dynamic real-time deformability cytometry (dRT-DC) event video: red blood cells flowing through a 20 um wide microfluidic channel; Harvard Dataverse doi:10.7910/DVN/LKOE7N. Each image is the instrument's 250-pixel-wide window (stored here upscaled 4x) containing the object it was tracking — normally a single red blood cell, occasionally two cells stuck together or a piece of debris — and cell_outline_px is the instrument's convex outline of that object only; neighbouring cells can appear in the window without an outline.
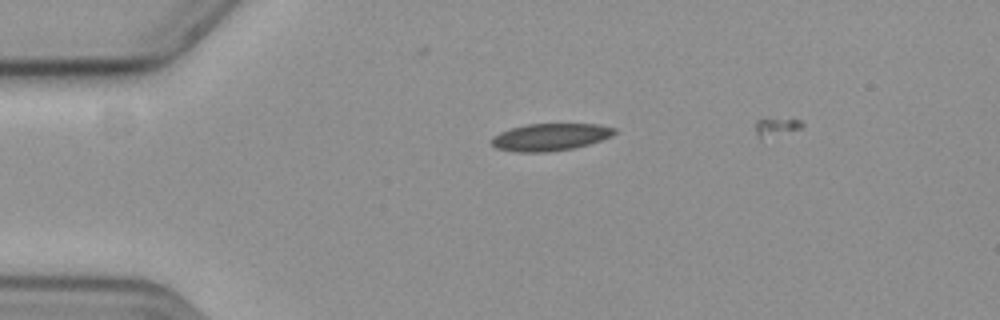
{"species": "common noctule bat (a hibernating species)", "species_latin": "Nyctalus noctula", "temperature_condition": "cold", "stored_images_in_passage": 36, "camera_frame_rate_fps": 3000, "um_per_image_px": 0.085, "animal": {"sex": "female", "body_mass_g": 19.3, "forearm_length_mm": 54.1}, "frame": {"image": 1, "passage_image": 1, "time_ms": 0.0, "image_size_px": [1000, 320], "cell_outline_px": [[616, 132], [612, 136], [588, 144], [572, 148], [548, 152], [516, 152], [496, 148], [492, 144], [492, 136], [500, 132], [512, 128], [528, 124], [600, 124], [616, 128]], "centroid_in_image_um": [46.77, 11.64], "position_along_channel_um": 38.2, "area_um2": 19.42}}
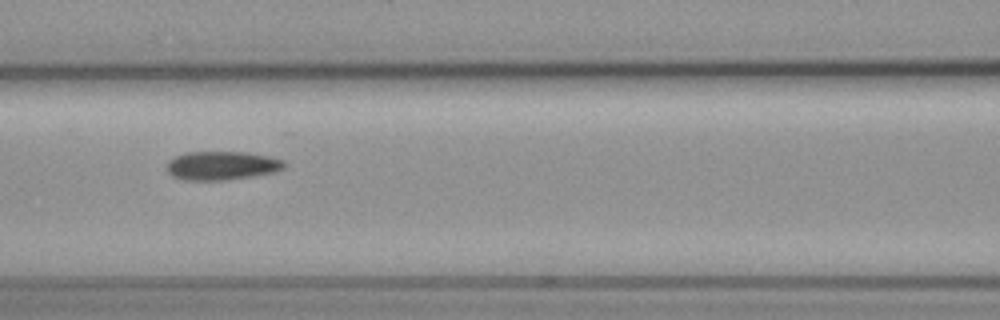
{"frame": {"image": 2, "passage_image": 13, "time_ms": 4.0, "image_size_px": [1000, 320], "cell_outline_px": [[288, 164], [284, 168], [272, 172], [252, 176], [224, 180], [184, 180], [172, 176], [168, 172], [168, 160], [184, 152], [248, 152], [268, 156], [284, 160]], "centroid_in_image_um": [18.86, 14.07], "position_along_channel_um": 147.7, "area_um2": 19.65}}
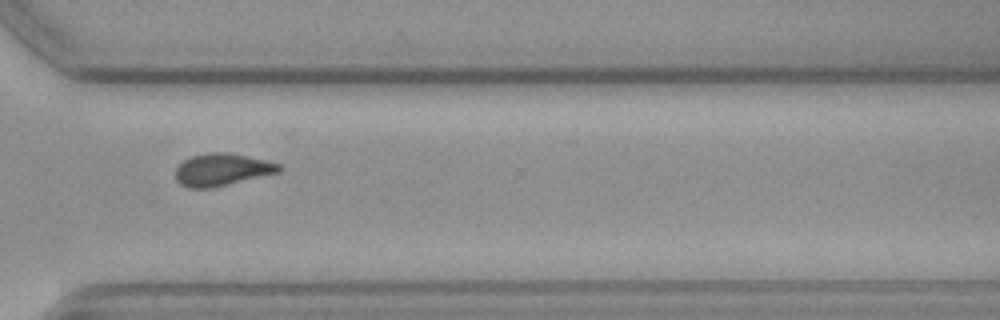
{"frame": {"image": 3, "passage_image": 30, "time_ms": 9.667, "image_size_px": [1000, 320], "cell_outline_px": [[284, 168], [280, 172], [212, 188], [188, 188], [180, 184], [176, 180], [176, 168], [184, 160], [192, 156], [212, 152], [224, 152], [264, 160], [280, 164]], "centroid_in_image_um": [18.87, 14.43], "position_along_channel_um": 351.7, "area_um2": 19.31}, "authors_computed_cell_mechanics": {"area_um2": 19.6809, "velocity_mm_per_s": 3.6063, "shape_relaxation_time_tau1_ms": null, "shape_relaxation_time_tau2_ms": 4.3754, "deformation_change_tau1": null, "deformation_change_tau2": 0.1077}}